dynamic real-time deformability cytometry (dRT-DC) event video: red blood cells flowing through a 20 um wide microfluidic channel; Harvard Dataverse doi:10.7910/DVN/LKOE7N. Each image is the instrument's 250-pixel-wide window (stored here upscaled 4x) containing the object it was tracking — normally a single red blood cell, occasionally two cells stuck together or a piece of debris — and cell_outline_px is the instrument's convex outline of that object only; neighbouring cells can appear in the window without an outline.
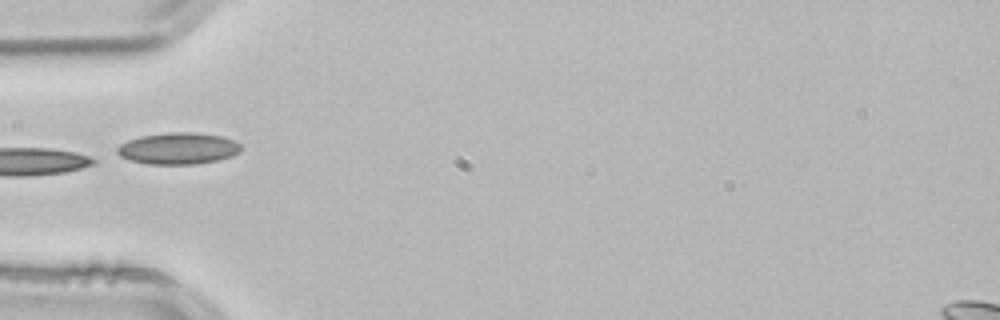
{"species": "common noctule bat (a hibernating species)", "species_latin": "Nyctalus noctula", "temperature_condition": "room temperature", "stored_images_in_passage": 2, "camera_frame_rate_fps": 3000, "um_per_image_px": 0.085, "animal": {"sex": "male", "body_mass_g": 21.5, "forearm_length_mm": 52.0}, "frame": {"image": 1, "passage_image": 2, "time_ms": 0.333, "image_size_px": [1000, 320], "cell_outline_px": [[244, 148], [240, 152], [232, 156], [216, 160], [196, 164], [148, 164], [128, 160], [120, 156], [116, 152], [116, 148], [120, 144], [128, 140], [140, 136], [168, 132], [192, 132], [220, 136], [232, 140], [240, 144]], "centroid_in_image_um": [15.13, 12.62], "position_along_channel_um": 69.9, "area_um2": 22.89}}